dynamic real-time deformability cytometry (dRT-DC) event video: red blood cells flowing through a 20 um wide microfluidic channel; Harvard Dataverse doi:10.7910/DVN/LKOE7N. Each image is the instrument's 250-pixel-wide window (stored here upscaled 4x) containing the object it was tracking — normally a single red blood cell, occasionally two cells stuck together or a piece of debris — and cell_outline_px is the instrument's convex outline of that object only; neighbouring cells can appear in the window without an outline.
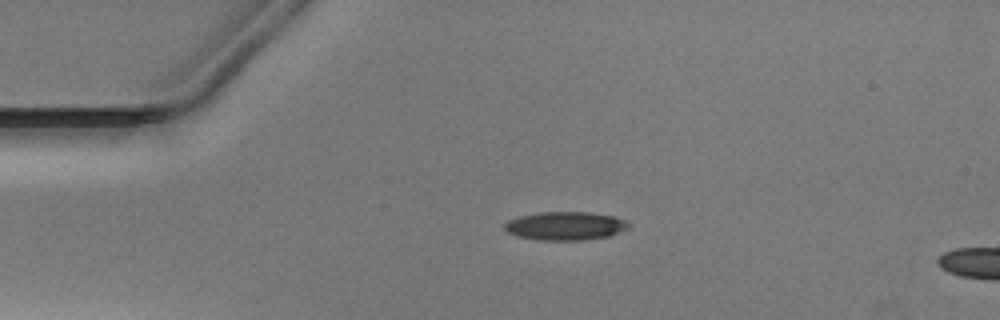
{"species": "Egyptian fruit bat (a non-hibernating species)", "species_latin": "Rousettus aegyptiacus", "temperature_condition": "warm", "stored_images_in_passage": 41, "camera_frame_rate_fps": 3000, "um_per_image_px": 0.085, "animal": {"sex": "male"}, "frame": {"image": 1, "passage_image": 1, "time_ms": 0.0, "image_size_px": [1000, 320], "cell_outline_px": [[632, 224], [628, 228], [608, 236], [584, 240], [540, 240], [516, 236], [508, 232], [504, 228], [504, 224], [508, 220], [520, 216], [540, 212], [588, 212], [616, 216]], "centroid_in_image_um": [48.06, 19.2], "position_along_channel_um": 36.9, "area_um2": 20.58}}
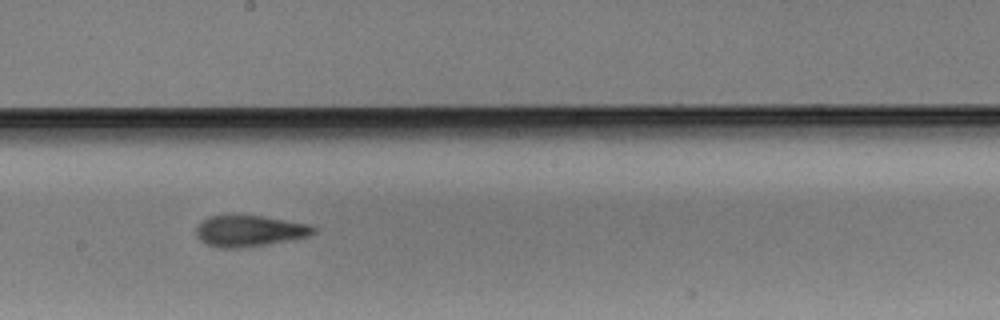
{"frame": {"image": 2, "passage_image": 18, "time_ms": 5.667, "image_size_px": [1000, 320], "cell_outline_px": [[316, 232], [308, 236], [288, 240], [240, 248], [220, 248], [208, 244], [200, 240], [196, 236], [196, 228], [200, 220], [208, 216], [232, 212], [260, 216], [308, 224], [316, 228]], "centroid_in_image_um": [21.11, 19.58], "position_along_channel_um": 227.1, "area_um2": 21.73}}
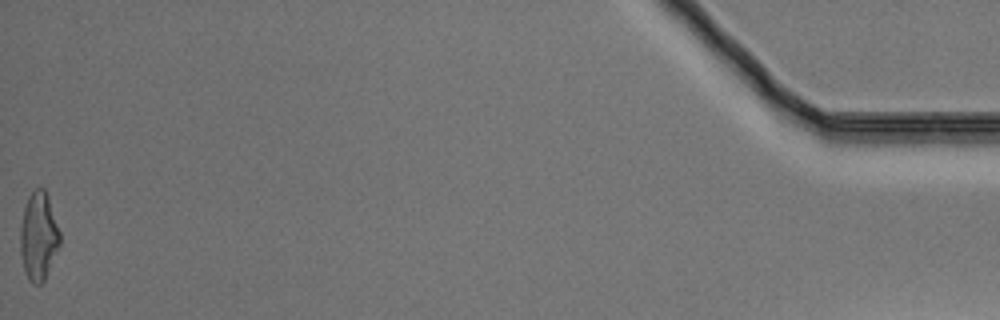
{"frame": {"image": 3, "passage_image": 41, "time_ms": 13.333, "image_size_px": [1000, 320], "cell_outline_px": [[60, 244], [44, 280], [40, 284], [32, 284], [28, 280], [24, 268], [20, 252], [20, 228], [24, 208], [28, 196], [36, 188], [44, 188], [48, 196], [60, 232]], "centroid_in_image_um": [3.27, 20.08], "position_along_channel_um": 431.9, "area_um2": 20.23}}